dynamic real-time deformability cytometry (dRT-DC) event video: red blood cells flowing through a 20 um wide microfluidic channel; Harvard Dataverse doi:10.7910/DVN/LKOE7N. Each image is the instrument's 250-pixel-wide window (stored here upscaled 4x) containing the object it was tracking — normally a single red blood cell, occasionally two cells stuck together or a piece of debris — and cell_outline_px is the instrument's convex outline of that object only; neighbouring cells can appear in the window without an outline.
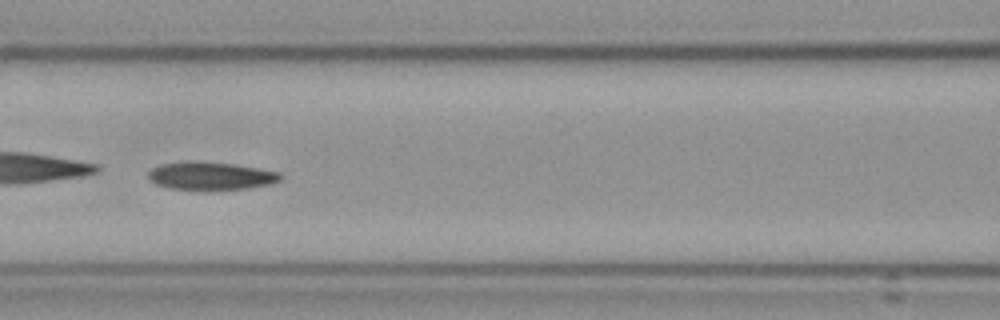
{"species": "Egyptian fruit bat (a non-hibernating species)", "species_latin": "Rousettus aegyptiacus", "temperature_condition": "cold", "stored_images_in_passage": 42, "camera_frame_rate_fps": 3000, "um_per_image_px": 0.085, "frame": {"image": 1, "passage_image": 13, "time_ms": 4.0, "image_size_px": [1000, 320], "cell_outline_px": [[280, 180], [272, 184], [248, 188], [216, 192], [196, 192], [168, 188], [156, 184], [148, 176], [148, 172], [152, 168], [160, 164], [232, 164], [280, 172]], "centroid_in_image_um": [17.94, 15.05], "position_along_channel_um": 148.7, "area_um2": 21.33}, "authors_computed_cell_mechanics": {"area_um2": 21.4438, "velocity_mm_per_s": 3.5882, "shape_relaxation_time_tau1_ms": 10.646, "shape_relaxation_time_tau2_ms": 10.6457, "deformation_change_tau1": 0.2695, "deformation_change_tau2": 0.2107}}